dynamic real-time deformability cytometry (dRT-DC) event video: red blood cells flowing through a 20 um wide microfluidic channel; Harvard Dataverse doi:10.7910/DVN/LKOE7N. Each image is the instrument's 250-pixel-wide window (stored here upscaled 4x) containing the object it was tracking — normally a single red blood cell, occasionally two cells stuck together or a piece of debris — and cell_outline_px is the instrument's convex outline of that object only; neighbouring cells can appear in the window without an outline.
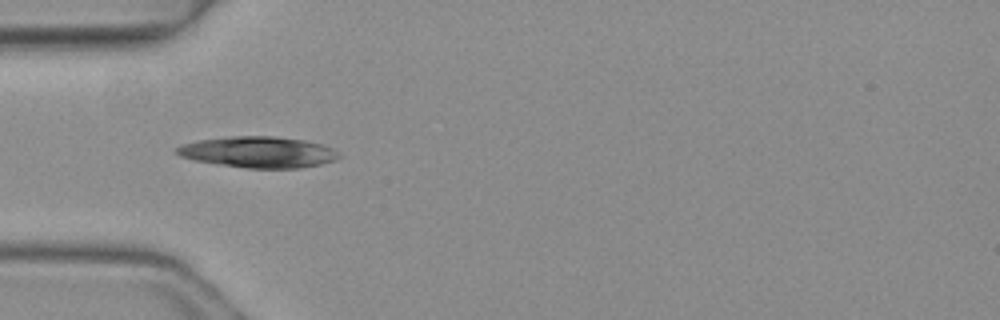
{"species": "common noctule bat (a hibernating species)", "species_latin": "Nyctalus noctula", "temperature_condition": "warm", "stored_images_in_passage": 4, "camera_frame_rate_fps": 3000, "um_per_image_px": 0.085, "animal": {"sex": "female", "body_mass_g": 19.3, "forearm_length_mm": 54.1}, "frame": {"image": 1, "passage_image": 3, "time_ms": 0.667, "image_size_px": [1000, 320], "cell_outline_px": [[344, 156], [336, 160], [320, 164], [300, 168], [244, 168], [196, 160], [180, 156], [172, 152], [176, 148], [184, 144], [200, 140], [232, 136], [272, 136], [304, 140], [324, 144], [340, 152]], "centroid_in_image_um": [22.03, 12.93], "position_along_channel_um": 63.0, "area_um2": 29.48}}
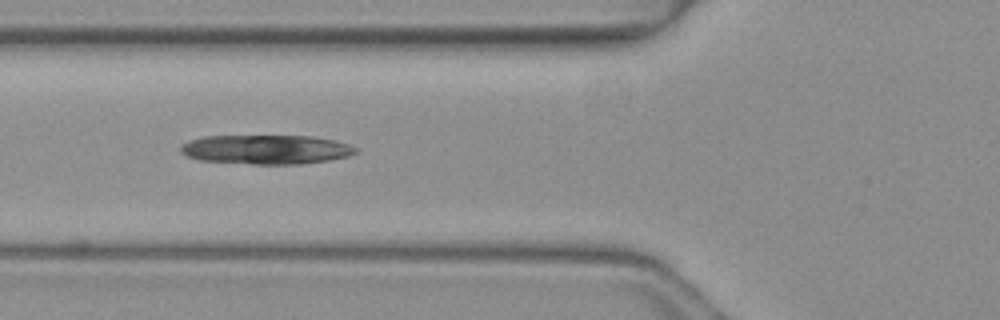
{"frame": {"image": 2, "passage_image": 4, "time_ms": 1.0, "image_size_px": [1000, 320], "cell_outline_px": [[360, 152], [348, 156], [328, 160], [300, 164], [252, 164], [200, 160], [184, 156], [180, 152], [180, 144], [188, 140], [204, 136], [312, 136], [336, 140], [360, 148]], "centroid_in_image_um": [22.62, 12.7], "position_along_channel_um": 103.2, "area_um2": 30.23}}